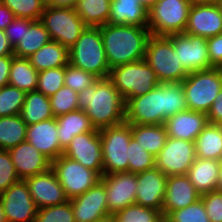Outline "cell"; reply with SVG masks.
Here are the masks:
<instances>
[{
  "instance_id": "obj_10",
  "label": "cell",
  "mask_w": 222,
  "mask_h": 222,
  "mask_svg": "<svg viewBox=\"0 0 222 222\" xmlns=\"http://www.w3.org/2000/svg\"><path fill=\"white\" fill-rule=\"evenodd\" d=\"M40 21L48 30L50 39L68 49L87 27L73 7L45 6Z\"/></svg>"
},
{
  "instance_id": "obj_45",
  "label": "cell",
  "mask_w": 222,
  "mask_h": 222,
  "mask_svg": "<svg viewBox=\"0 0 222 222\" xmlns=\"http://www.w3.org/2000/svg\"><path fill=\"white\" fill-rule=\"evenodd\" d=\"M19 180L10 153L0 149V194Z\"/></svg>"
},
{
  "instance_id": "obj_49",
  "label": "cell",
  "mask_w": 222,
  "mask_h": 222,
  "mask_svg": "<svg viewBox=\"0 0 222 222\" xmlns=\"http://www.w3.org/2000/svg\"><path fill=\"white\" fill-rule=\"evenodd\" d=\"M208 123L222 125V89L207 113Z\"/></svg>"
},
{
  "instance_id": "obj_31",
  "label": "cell",
  "mask_w": 222,
  "mask_h": 222,
  "mask_svg": "<svg viewBox=\"0 0 222 222\" xmlns=\"http://www.w3.org/2000/svg\"><path fill=\"white\" fill-rule=\"evenodd\" d=\"M20 116L27 126L54 118L49 97L37 90L26 93Z\"/></svg>"
},
{
  "instance_id": "obj_17",
  "label": "cell",
  "mask_w": 222,
  "mask_h": 222,
  "mask_svg": "<svg viewBox=\"0 0 222 222\" xmlns=\"http://www.w3.org/2000/svg\"><path fill=\"white\" fill-rule=\"evenodd\" d=\"M70 202L75 222H96L110 216L105 185L101 181Z\"/></svg>"
},
{
  "instance_id": "obj_5",
  "label": "cell",
  "mask_w": 222,
  "mask_h": 222,
  "mask_svg": "<svg viewBox=\"0 0 222 222\" xmlns=\"http://www.w3.org/2000/svg\"><path fill=\"white\" fill-rule=\"evenodd\" d=\"M108 79L126 101L153 90L160 81L144 59L110 69Z\"/></svg>"
},
{
  "instance_id": "obj_56",
  "label": "cell",
  "mask_w": 222,
  "mask_h": 222,
  "mask_svg": "<svg viewBox=\"0 0 222 222\" xmlns=\"http://www.w3.org/2000/svg\"><path fill=\"white\" fill-rule=\"evenodd\" d=\"M217 190L222 192V161H221L220 177L218 180Z\"/></svg>"
},
{
  "instance_id": "obj_1",
  "label": "cell",
  "mask_w": 222,
  "mask_h": 222,
  "mask_svg": "<svg viewBox=\"0 0 222 222\" xmlns=\"http://www.w3.org/2000/svg\"><path fill=\"white\" fill-rule=\"evenodd\" d=\"M181 82L160 83L144 95L125 101V122L139 125H159L187 110Z\"/></svg>"
},
{
  "instance_id": "obj_41",
  "label": "cell",
  "mask_w": 222,
  "mask_h": 222,
  "mask_svg": "<svg viewBox=\"0 0 222 222\" xmlns=\"http://www.w3.org/2000/svg\"><path fill=\"white\" fill-rule=\"evenodd\" d=\"M99 79L96 75L79 69L70 63L65 66L64 86L70 87L77 93L95 85Z\"/></svg>"
},
{
  "instance_id": "obj_23",
  "label": "cell",
  "mask_w": 222,
  "mask_h": 222,
  "mask_svg": "<svg viewBox=\"0 0 222 222\" xmlns=\"http://www.w3.org/2000/svg\"><path fill=\"white\" fill-rule=\"evenodd\" d=\"M201 198L187 175L168 176L162 215L185 208Z\"/></svg>"
},
{
  "instance_id": "obj_47",
  "label": "cell",
  "mask_w": 222,
  "mask_h": 222,
  "mask_svg": "<svg viewBox=\"0 0 222 222\" xmlns=\"http://www.w3.org/2000/svg\"><path fill=\"white\" fill-rule=\"evenodd\" d=\"M210 64L214 68H222V33L207 38Z\"/></svg>"
},
{
  "instance_id": "obj_12",
  "label": "cell",
  "mask_w": 222,
  "mask_h": 222,
  "mask_svg": "<svg viewBox=\"0 0 222 222\" xmlns=\"http://www.w3.org/2000/svg\"><path fill=\"white\" fill-rule=\"evenodd\" d=\"M195 159V142L168 137L166 144L155 157V167L167 177L186 175Z\"/></svg>"
},
{
  "instance_id": "obj_13",
  "label": "cell",
  "mask_w": 222,
  "mask_h": 222,
  "mask_svg": "<svg viewBox=\"0 0 222 222\" xmlns=\"http://www.w3.org/2000/svg\"><path fill=\"white\" fill-rule=\"evenodd\" d=\"M166 37L172 42L179 62L187 73L213 68L209 60L207 38L185 33Z\"/></svg>"
},
{
  "instance_id": "obj_42",
  "label": "cell",
  "mask_w": 222,
  "mask_h": 222,
  "mask_svg": "<svg viewBox=\"0 0 222 222\" xmlns=\"http://www.w3.org/2000/svg\"><path fill=\"white\" fill-rule=\"evenodd\" d=\"M65 67L38 72L37 91L51 97L64 85Z\"/></svg>"
},
{
  "instance_id": "obj_24",
  "label": "cell",
  "mask_w": 222,
  "mask_h": 222,
  "mask_svg": "<svg viewBox=\"0 0 222 222\" xmlns=\"http://www.w3.org/2000/svg\"><path fill=\"white\" fill-rule=\"evenodd\" d=\"M207 124V114L188 109L178 112L164 123L168 137L191 142H195L196 137Z\"/></svg>"
},
{
  "instance_id": "obj_44",
  "label": "cell",
  "mask_w": 222,
  "mask_h": 222,
  "mask_svg": "<svg viewBox=\"0 0 222 222\" xmlns=\"http://www.w3.org/2000/svg\"><path fill=\"white\" fill-rule=\"evenodd\" d=\"M34 222H75L70 200L38 209Z\"/></svg>"
},
{
  "instance_id": "obj_8",
  "label": "cell",
  "mask_w": 222,
  "mask_h": 222,
  "mask_svg": "<svg viewBox=\"0 0 222 222\" xmlns=\"http://www.w3.org/2000/svg\"><path fill=\"white\" fill-rule=\"evenodd\" d=\"M103 153V175L128 171V147L132 137L131 124L99 129Z\"/></svg>"
},
{
  "instance_id": "obj_19",
  "label": "cell",
  "mask_w": 222,
  "mask_h": 222,
  "mask_svg": "<svg viewBox=\"0 0 222 222\" xmlns=\"http://www.w3.org/2000/svg\"><path fill=\"white\" fill-rule=\"evenodd\" d=\"M185 34L213 37L222 33V15L216 3L192 4Z\"/></svg>"
},
{
  "instance_id": "obj_54",
  "label": "cell",
  "mask_w": 222,
  "mask_h": 222,
  "mask_svg": "<svg viewBox=\"0 0 222 222\" xmlns=\"http://www.w3.org/2000/svg\"><path fill=\"white\" fill-rule=\"evenodd\" d=\"M140 3L149 11L159 0H139Z\"/></svg>"
},
{
  "instance_id": "obj_6",
  "label": "cell",
  "mask_w": 222,
  "mask_h": 222,
  "mask_svg": "<svg viewBox=\"0 0 222 222\" xmlns=\"http://www.w3.org/2000/svg\"><path fill=\"white\" fill-rule=\"evenodd\" d=\"M181 83L188 110L207 114L222 89V68L188 73Z\"/></svg>"
},
{
  "instance_id": "obj_32",
  "label": "cell",
  "mask_w": 222,
  "mask_h": 222,
  "mask_svg": "<svg viewBox=\"0 0 222 222\" xmlns=\"http://www.w3.org/2000/svg\"><path fill=\"white\" fill-rule=\"evenodd\" d=\"M132 138L135 139L143 149L156 157L166 144L168 134L164 124L139 125L131 124Z\"/></svg>"
},
{
  "instance_id": "obj_4",
  "label": "cell",
  "mask_w": 222,
  "mask_h": 222,
  "mask_svg": "<svg viewBox=\"0 0 222 222\" xmlns=\"http://www.w3.org/2000/svg\"><path fill=\"white\" fill-rule=\"evenodd\" d=\"M69 63L100 79L108 78L110 67L106 59L100 27L85 28L69 48Z\"/></svg>"
},
{
  "instance_id": "obj_43",
  "label": "cell",
  "mask_w": 222,
  "mask_h": 222,
  "mask_svg": "<svg viewBox=\"0 0 222 222\" xmlns=\"http://www.w3.org/2000/svg\"><path fill=\"white\" fill-rule=\"evenodd\" d=\"M165 217L170 222H210L201 198L185 208L169 212Z\"/></svg>"
},
{
  "instance_id": "obj_50",
  "label": "cell",
  "mask_w": 222,
  "mask_h": 222,
  "mask_svg": "<svg viewBox=\"0 0 222 222\" xmlns=\"http://www.w3.org/2000/svg\"><path fill=\"white\" fill-rule=\"evenodd\" d=\"M14 55L0 57V88L9 84V74Z\"/></svg>"
},
{
  "instance_id": "obj_59",
  "label": "cell",
  "mask_w": 222,
  "mask_h": 222,
  "mask_svg": "<svg viewBox=\"0 0 222 222\" xmlns=\"http://www.w3.org/2000/svg\"><path fill=\"white\" fill-rule=\"evenodd\" d=\"M216 5L218 6L220 12H221V15H222V0H216Z\"/></svg>"
},
{
  "instance_id": "obj_35",
  "label": "cell",
  "mask_w": 222,
  "mask_h": 222,
  "mask_svg": "<svg viewBox=\"0 0 222 222\" xmlns=\"http://www.w3.org/2000/svg\"><path fill=\"white\" fill-rule=\"evenodd\" d=\"M27 124L20 114L0 117V149L9 150L26 141Z\"/></svg>"
},
{
  "instance_id": "obj_57",
  "label": "cell",
  "mask_w": 222,
  "mask_h": 222,
  "mask_svg": "<svg viewBox=\"0 0 222 222\" xmlns=\"http://www.w3.org/2000/svg\"><path fill=\"white\" fill-rule=\"evenodd\" d=\"M0 222H6L1 202H0Z\"/></svg>"
},
{
  "instance_id": "obj_60",
  "label": "cell",
  "mask_w": 222,
  "mask_h": 222,
  "mask_svg": "<svg viewBox=\"0 0 222 222\" xmlns=\"http://www.w3.org/2000/svg\"><path fill=\"white\" fill-rule=\"evenodd\" d=\"M161 222H170L166 217H163Z\"/></svg>"
},
{
  "instance_id": "obj_34",
  "label": "cell",
  "mask_w": 222,
  "mask_h": 222,
  "mask_svg": "<svg viewBox=\"0 0 222 222\" xmlns=\"http://www.w3.org/2000/svg\"><path fill=\"white\" fill-rule=\"evenodd\" d=\"M111 0H78L75 10L87 27L108 23Z\"/></svg>"
},
{
  "instance_id": "obj_18",
  "label": "cell",
  "mask_w": 222,
  "mask_h": 222,
  "mask_svg": "<svg viewBox=\"0 0 222 222\" xmlns=\"http://www.w3.org/2000/svg\"><path fill=\"white\" fill-rule=\"evenodd\" d=\"M136 174L135 204L153 208L162 213L168 177L157 167Z\"/></svg>"
},
{
  "instance_id": "obj_53",
  "label": "cell",
  "mask_w": 222,
  "mask_h": 222,
  "mask_svg": "<svg viewBox=\"0 0 222 222\" xmlns=\"http://www.w3.org/2000/svg\"><path fill=\"white\" fill-rule=\"evenodd\" d=\"M78 0H45L47 6L54 7H76Z\"/></svg>"
},
{
  "instance_id": "obj_36",
  "label": "cell",
  "mask_w": 222,
  "mask_h": 222,
  "mask_svg": "<svg viewBox=\"0 0 222 222\" xmlns=\"http://www.w3.org/2000/svg\"><path fill=\"white\" fill-rule=\"evenodd\" d=\"M116 222H161L163 215L159 210L133 204L113 215Z\"/></svg>"
},
{
  "instance_id": "obj_2",
  "label": "cell",
  "mask_w": 222,
  "mask_h": 222,
  "mask_svg": "<svg viewBox=\"0 0 222 222\" xmlns=\"http://www.w3.org/2000/svg\"><path fill=\"white\" fill-rule=\"evenodd\" d=\"M77 107L87 114L95 129L125 122L124 98L108 78L79 92Z\"/></svg>"
},
{
  "instance_id": "obj_48",
  "label": "cell",
  "mask_w": 222,
  "mask_h": 222,
  "mask_svg": "<svg viewBox=\"0 0 222 222\" xmlns=\"http://www.w3.org/2000/svg\"><path fill=\"white\" fill-rule=\"evenodd\" d=\"M5 35L8 38L10 45L13 49L19 44V39L23 35V18L16 17L11 24L5 29Z\"/></svg>"
},
{
  "instance_id": "obj_16",
  "label": "cell",
  "mask_w": 222,
  "mask_h": 222,
  "mask_svg": "<svg viewBox=\"0 0 222 222\" xmlns=\"http://www.w3.org/2000/svg\"><path fill=\"white\" fill-rule=\"evenodd\" d=\"M63 155L103 176V153L99 129L76 135Z\"/></svg>"
},
{
  "instance_id": "obj_9",
  "label": "cell",
  "mask_w": 222,
  "mask_h": 222,
  "mask_svg": "<svg viewBox=\"0 0 222 222\" xmlns=\"http://www.w3.org/2000/svg\"><path fill=\"white\" fill-rule=\"evenodd\" d=\"M189 0H159L148 11V28L153 36L184 33L191 7Z\"/></svg>"
},
{
  "instance_id": "obj_27",
  "label": "cell",
  "mask_w": 222,
  "mask_h": 222,
  "mask_svg": "<svg viewBox=\"0 0 222 222\" xmlns=\"http://www.w3.org/2000/svg\"><path fill=\"white\" fill-rule=\"evenodd\" d=\"M57 136L60 147L65 150L72 139L79 134L91 132L95 127L84 111L76 110L56 117Z\"/></svg>"
},
{
  "instance_id": "obj_38",
  "label": "cell",
  "mask_w": 222,
  "mask_h": 222,
  "mask_svg": "<svg viewBox=\"0 0 222 222\" xmlns=\"http://www.w3.org/2000/svg\"><path fill=\"white\" fill-rule=\"evenodd\" d=\"M128 151V172L139 173L155 167V157L131 137Z\"/></svg>"
},
{
  "instance_id": "obj_11",
  "label": "cell",
  "mask_w": 222,
  "mask_h": 222,
  "mask_svg": "<svg viewBox=\"0 0 222 222\" xmlns=\"http://www.w3.org/2000/svg\"><path fill=\"white\" fill-rule=\"evenodd\" d=\"M51 169L62 185L68 200L78 197L95 186L101 176L63 154L51 162Z\"/></svg>"
},
{
  "instance_id": "obj_26",
  "label": "cell",
  "mask_w": 222,
  "mask_h": 222,
  "mask_svg": "<svg viewBox=\"0 0 222 222\" xmlns=\"http://www.w3.org/2000/svg\"><path fill=\"white\" fill-rule=\"evenodd\" d=\"M108 23L148 27V11L139 0H111Z\"/></svg>"
},
{
  "instance_id": "obj_29",
  "label": "cell",
  "mask_w": 222,
  "mask_h": 222,
  "mask_svg": "<svg viewBox=\"0 0 222 222\" xmlns=\"http://www.w3.org/2000/svg\"><path fill=\"white\" fill-rule=\"evenodd\" d=\"M28 59L38 72L65 67L69 64V49L57 41L50 40Z\"/></svg>"
},
{
  "instance_id": "obj_14",
  "label": "cell",
  "mask_w": 222,
  "mask_h": 222,
  "mask_svg": "<svg viewBox=\"0 0 222 222\" xmlns=\"http://www.w3.org/2000/svg\"><path fill=\"white\" fill-rule=\"evenodd\" d=\"M6 222H34L38 208L25 180H19L0 194Z\"/></svg>"
},
{
  "instance_id": "obj_30",
  "label": "cell",
  "mask_w": 222,
  "mask_h": 222,
  "mask_svg": "<svg viewBox=\"0 0 222 222\" xmlns=\"http://www.w3.org/2000/svg\"><path fill=\"white\" fill-rule=\"evenodd\" d=\"M196 157L222 161V125L208 123L195 140Z\"/></svg>"
},
{
  "instance_id": "obj_3",
  "label": "cell",
  "mask_w": 222,
  "mask_h": 222,
  "mask_svg": "<svg viewBox=\"0 0 222 222\" xmlns=\"http://www.w3.org/2000/svg\"><path fill=\"white\" fill-rule=\"evenodd\" d=\"M100 31L110 69L144 59L151 36L148 27L107 23L100 27Z\"/></svg>"
},
{
  "instance_id": "obj_28",
  "label": "cell",
  "mask_w": 222,
  "mask_h": 222,
  "mask_svg": "<svg viewBox=\"0 0 222 222\" xmlns=\"http://www.w3.org/2000/svg\"><path fill=\"white\" fill-rule=\"evenodd\" d=\"M50 40L48 30L40 20L23 19V35L14 48V56L29 58Z\"/></svg>"
},
{
  "instance_id": "obj_58",
  "label": "cell",
  "mask_w": 222,
  "mask_h": 222,
  "mask_svg": "<svg viewBox=\"0 0 222 222\" xmlns=\"http://www.w3.org/2000/svg\"><path fill=\"white\" fill-rule=\"evenodd\" d=\"M96 222H116V221L113 216H109V217H106V218L96 221Z\"/></svg>"
},
{
  "instance_id": "obj_15",
  "label": "cell",
  "mask_w": 222,
  "mask_h": 222,
  "mask_svg": "<svg viewBox=\"0 0 222 222\" xmlns=\"http://www.w3.org/2000/svg\"><path fill=\"white\" fill-rule=\"evenodd\" d=\"M100 181L105 185L108 213L113 216L129 205L135 204L137 174L132 172L109 173Z\"/></svg>"
},
{
  "instance_id": "obj_25",
  "label": "cell",
  "mask_w": 222,
  "mask_h": 222,
  "mask_svg": "<svg viewBox=\"0 0 222 222\" xmlns=\"http://www.w3.org/2000/svg\"><path fill=\"white\" fill-rule=\"evenodd\" d=\"M221 161L196 157L187 176L200 195L217 191Z\"/></svg>"
},
{
  "instance_id": "obj_55",
  "label": "cell",
  "mask_w": 222,
  "mask_h": 222,
  "mask_svg": "<svg viewBox=\"0 0 222 222\" xmlns=\"http://www.w3.org/2000/svg\"><path fill=\"white\" fill-rule=\"evenodd\" d=\"M191 4L215 3L216 0H189Z\"/></svg>"
},
{
  "instance_id": "obj_33",
  "label": "cell",
  "mask_w": 222,
  "mask_h": 222,
  "mask_svg": "<svg viewBox=\"0 0 222 222\" xmlns=\"http://www.w3.org/2000/svg\"><path fill=\"white\" fill-rule=\"evenodd\" d=\"M38 71L32 66L28 58L13 56L9 74V85L25 93L36 90Z\"/></svg>"
},
{
  "instance_id": "obj_22",
  "label": "cell",
  "mask_w": 222,
  "mask_h": 222,
  "mask_svg": "<svg viewBox=\"0 0 222 222\" xmlns=\"http://www.w3.org/2000/svg\"><path fill=\"white\" fill-rule=\"evenodd\" d=\"M26 141L51 162L64 152L57 136L56 117L27 126Z\"/></svg>"
},
{
  "instance_id": "obj_51",
  "label": "cell",
  "mask_w": 222,
  "mask_h": 222,
  "mask_svg": "<svg viewBox=\"0 0 222 222\" xmlns=\"http://www.w3.org/2000/svg\"><path fill=\"white\" fill-rule=\"evenodd\" d=\"M15 18V14L0 2V30H4Z\"/></svg>"
},
{
  "instance_id": "obj_37",
  "label": "cell",
  "mask_w": 222,
  "mask_h": 222,
  "mask_svg": "<svg viewBox=\"0 0 222 222\" xmlns=\"http://www.w3.org/2000/svg\"><path fill=\"white\" fill-rule=\"evenodd\" d=\"M26 93L12 85L0 88V117L19 115Z\"/></svg>"
},
{
  "instance_id": "obj_40",
  "label": "cell",
  "mask_w": 222,
  "mask_h": 222,
  "mask_svg": "<svg viewBox=\"0 0 222 222\" xmlns=\"http://www.w3.org/2000/svg\"><path fill=\"white\" fill-rule=\"evenodd\" d=\"M54 117L78 110V93L67 86H62L49 97Z\"/></svg>"
},
{
  "instance_id": "obj_52",
  "label": "cell",
  "mask_w": 222,
  "mask_h": 222,
  "mask_svg": "<svg viewBox=\"0 0 222 222\" xmlns=\"http://www.w3.org/2000/svg\"><path fill=\"white\" fill-rule=\"evenodd\" d=\"M14 55V49L10 45L4 30H0V57Z\"/></svg>"
},
{
  "instance_id": "obj_39",
  "label": "cell",
  "mask_w": 222,
  "mask_h": 222,
  "mask_svg": "<svg viewBox=\"0 0 222 222\" xmlns=\"http://www.w3.org/2000/svg\"><path fill=\"white\" fill-rule=\"evenodd\" d=\"M6 5L16 17L40 20L41 14L46 6L45 0H0Z\"/></svg>"
},
{
  "instance_id": "obj_21",
  "label": "cell",
  "mask_w": 222,
  "mask_h": 222,
  "mask_svg": "<svg viewBox=\"0 0 222 222\" xmlns=\"http://www.w3.org/2000/svg\"><path fill=\"white\" fill-rule=\"evenodd\" d=\"M20 180L48 171L51 161L29 142L24 141L8 150Z\"/></svg>"
},
{
  "instance_id": "obj_46",
  "label": "cell",
  "mask_w": 222,
  "mask_h": 222,
  "mask_svg": "<svg viewBox=\"0 0 222 222\" xmlns=\"http://www.w3.org/2000/svg\"><path fill=\"white\" fill-rule=\"evenodd\" d=\"M210 222H222V192L211 191L201 195Z\"/></svg>"
},
{
  "instance_id": "obj_7",
  "label": "cell",
  "mask_w": 222,
  "mask_h": 222,
  "mask_svg": "<svg viewBox=\"0 0 222 222\" xmlns=\"http://www.w3.org/2000/svg\"><path fill=\"white\" fill-rule=\"evenodd\" d=\"M144 60L156 72L160 83L182 82L188 76L166 36L149 37Z\"/></svg>"
},
{
  "instance_id": "obj_20",
  "label": "cell",
  "mask_w": 222,
  "mask_h": 222,
  "mask_svg": "<svg viewBox=\"0 0 222 222\" xmlns=\"http://www.w3.org/2000/svg\"><path fill=\"white\" fill-rule=\"evenodd\" d=\"M25 182L38 209L68 201L62 185L51 168L46 172L25 179Z\"/></svg>"
}]
</instances>
